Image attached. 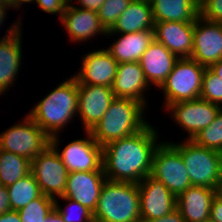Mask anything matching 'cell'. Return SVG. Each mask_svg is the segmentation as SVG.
Returning a JSON list of instances; mask_svg holds the SVG:
<instances>
[{"mask_svg": "<svg viewBox=\"0 0 222 222\" xmlns=\"http://www.w3.org/2000/svg\"><path fill=\"white\" fill-rule=\"evenodd\" d=\"M157 133L154 126L148 124L132 136L103 146L102 167L106 179L139 183L149 176L154 152L161 143L157 142Z\"/></svg>", "mask_w": 222, "mask_h": 222, "instance_id": "obj_1", "label": "cell"}, {"mask_svg": "<svg viewBox=\"0 0 222 222\" xmlns=\"http://www.w3.org/2000/svg\"><path fill=\"white\" fill-rule=\"evenodd\" d=\"M78 83L72 76L58 84L27 114L50 138L77 115Z\"/></svg>", "mask_w": 222, "mask_h": 222, "instance_id": "obj_2", "label": "cell"}, {"mask_svg": "<svg viewBox=\"0 0 222 222\" xmlns=\"http://www.w3.org/2000/svg\"><path fill=\"white\" fill-rule=\"evenodd\" d=\"M145 108L136 100L115 97L102 119L90 130L93 139L103 147L138 133L149 124L143 116Z\"/></svg>", "mask_w": 222, "mask_h": 222, "instance_id": "obj_3", "label": "cell"}, {"mask_svg": "<svg viewBox=\"0 0 222 222\" xmlns=\"http://www.w3.org/2000/svg\"><path fill=\"white\" fill-rule=\"evenodd\" d=\"M93 216L95 222H140L138 183L106 179Z\"/></svg>", "mask_w": 222, "mask_h": 222, "instance_id": "obj_4", "label": "cell"}, {"mask_svg": "<svg viewBox=\"0 0 222 222\" xmlns=\"http://www.w3.org/2000/svg\"><path fill=\"white\" fill-rule=\"evenodd\" d=\"M185 163L192 186H204L218 191L222 183V153L185 139L178 144L169 142Z\"/></svg>", "mask_w": 222, "mask_h": 222, "instance_id": "obj_5", "label": "cell"}, {"mask_svg": "<svg viewBox=\"0 0 222 222\" xmlns=\"http://www.w3.org/2000/svg\"><path fill=\"white\" fill-rule=\"evenodd\" d=\"M205 69V66L200 65L192 58H179L166 80L159 87L164 93V107L200 98Z\"/></svg>", "mask_w": 222, "mask_h": 222, "instance_id": "obj_6", "label": "cell"}, {"mask_svg": "<svg viewBox=\"0 0 222 222\" xmlns=\"http://www.w3.org/2000/svg\"><path fill=\"white\" fill-rule=\"evenodd\" d=\"M0 133V149L33 160L48 145L50 137L28 116Z\"/></svg>", "mask_w": 222, "mask_h": 222, "instance_id": "obj_7", "label": "cell"}, {"mask_svg": "<svg viewBox=\"0 0 222 222\" xmlns=\"http://www.w3.org/2000/svg\"><path fill=\"white\" fill-rule=\"evenodd\" d=\"M150 176L176 197L192 186L181 154L167 141L161 142L154 152Z\"/></svg>", "mask_w": 222, "mask_h": 222, "instance_id": "obj_8", "label": "cell"}, {"mask_svg": "<svg viewBox=\"0 0 222 222\" xmlns=\"http://www.w3.org/2000/svg\"><path fill=\"white\" fill-rule=\"evenodd\" d=\"M84 139L73 140L59 152L58 135L50 138V144L57 150L62 163L68 172L104 171L103 147L92 137L90 131H86Z\"/></svg>", "mask_w": 222, "mask_h": 222, "instance_id": "obj_9", "label": "cell"}, {"mask_svg": "<svg viewBox=\"0 0 222 222\" xmlns=\"http://www.w3.org/2000/svg\"><path fill=\"white\" fill-rule=\"evenodd\" d=\"M31 173L43 195L54 199L64 195L69 172L51 144L31 160Z\"/></svg>", "mask_w": 222, "mask_h": 222, "instance_id": "obj_10", "label": "cell"}, {"mask_svg": "<svg viewBox=\"0 0 222 222\" xmlns=\"http://www.w3.org/2000/svg\"><path fill=\"white\" fill-rule=\"evenodd\" d=\"M220 108L219 105L198 98L170 104L165 109L171 112L173 121L188 132V138L185 139L192 140L215 120Z\"/></svg>", "mask_w": 222, "mask_h": 222, "instance_id": "obj_11", "label": "cell"}, {"mask_svg": "<svg viewBox=\"0 0 222 222\" xmlns=\"http://www.w3.org/2000/svg\"><path fill=\"white\" fill-rule=\"evenodd\" d=\"M191 58L200 65L210 67L222 59V23L198 16L194 24Z\"/></svg>", "mask_w": 222, "mask_h": 222, "instance_id": "obj_12", "label": "cell"}, {"mask_svg": "<svg viewBox=\"0 0 222 222\" xmlns=\"http://www.w3.org/2000/svg\"><path fill=\"white\" fill-rule=\"evenodd\" d=\"M141 219L153 220L176 209L177 197L160 181L152 176L138 183Z\"/></svg>", "mask_w": 222, "mask_h": 222, "instance_id": "obj_13", "label": "cell"}, {"mask_svg": "<svg viewBox=\"0 0 222 222\" xmlns=\"http://www.w3.org/2000/svg\"><path fill=\"white\" fill-rule=\"evenodd\" d=\"M114 98L111 87L78 84L77 114L82 120L85 132L97 125Z\"/></svg>", "mask_w": 222, "mask_h": 222, "instance_id": "obj_14", "label": "cell"}, {"mask_svg": "<svg viewBox=\"0 0 222 222\" xmlns=\"http://www.w3.org/2000/svg\"><path fill=\"white\" fill-rule=\"evenodd\" d=\"M21 18L15 21L0 39V95L9 90L19 73L22 59Z\"/></svg>", "mask_w": 222, "mask_h": 222, "instance_id": "obj_15", "label": "cell"}, {"mask_svg": "<svg viewBox=\"0 0 222 222\" xmlns=\"http://www.w3.org/2000/svg\"><path fill=\"white\" fill-rule=\"evenodd\" d=\"M118 62L107 49H99L84 55L81 68L73 77L78 84L112 87Z\"/></svg>", "mask_w": 222, "mask_h": 222, "instance_id": "obj_16", "label": "cell"}, {"mask_svg": "<svg viewBox=\"0 0 222 222\" xmlns=\"http://www.w3.org/2000/svg\"><path fill=\"white\" fill-rule=\"evenodd\" d=\"M105 180L104 171L70 172L63 197L78 202L94 213Z\"/></svg>", "mask_w": 222, "mask_h": 222, "instance_id": "obj_17", "label": "cell"}, {"mask_svg": "<svg viewBox=\"0 0 222 222\" xmlns=\"http://www.w3.org/2000/svg\"><path fill=\"white\" fill-rule=\"evenodd\" d=\"M154 37L178 58H191L194 24L162 21L154 22Z\"/></svg>", "mask_w": 222, "mask_h": 222, "instance_id": "obj_18", "label": "cell"}, {"mask_svg": "<svg viewBox=\"0 0 222 222\" xmlns=\"http://www.w3.org/2000/svg\"><path fill=\"white\" fill-rule=\"evenodd\" d=\"M60 23L65 26L64 28L69 34L70 40L75 43L87 42L99 34L107 35V31L101 24L97 12L78 8L76 5H72V2H69L66 7Z\"/></svg>", "mask_w": 222, "mask_h": 222, "instance_id": "obj_19", "label": "cell"}, {"mask_svg": "<svg viewBox=\"0 0 222 222\" xmlns=\"http://www.w3.org/2000/svg\"><path fill=\"white\" fill-rule=\"evenodd\" d=\"M179 58L154 39L139 61L148 84L160 87Z\"/></svg>", "mask_w": 222, "mask_h": 222, "instance_id": "obj_20", "label": "cell"}, {"mask_svg": "<svg viewBox=\"0 0 222 222\" xmlns=\"http://www.w3.org/2000/svg\"><path fill=\"white\" fill-rule=\"evenodd\" d=\"M149 84L139 62L118 64L112 91L117 98H128L142 103L146 108L145 92Z\"/></svg>", "mask_w": 222, "mask_h": 222, "instance_id": "obj_21", "label": "cell"}, {"mask_svg": "<svg viewBox=\"0 0 222 222\" xmlns=\"http://www.w3.org/2000/svg\"><path fill=\"white\" fill-rule=\"evenodd\" d=\"M217 192L204 186H190L177 197L176 209L186 222L208 221L211 204Z\"/></svg>", "mask_w": 222, "mask_h": 222, "instance_id": "obj_22", "label": "cell"}, {"mask_svg": "<svg viewBox=\"0 0 222 222\" xmlns=\"http://www.w3.org/2000/svg\"><path fill=\"white\" fill-rule=\"evenodd\" d=\"M154 19L150 0H132L118 17L116 24L107 35L135 33L154 29Z\"/></svg>", "mask_w": 222, "mask_h": 222, "instance_id": "obj_23", "label": "cell"}, {"mask_svg": "<svg viewBox=\"0 0 222 222\" xmlns=\"http://www.w3.org/2000/svg\"><path fill=\"white\" fill-rule=\"evenodd\" d=\"M154 39V29L135 33H121L119 39L106 49L118 64L139 62Z\"/></svg>", "mask_w": 222, "mask_h": 222, "instance_id": "obj_24", "label": "cell"}, {"mask_svg": "<svg viewBox=\"0 0 222 222\" xmlns=\"http://www.w3.org/2000/svg\"><path fill=\"white\" fill-rule=\"evenodd\" d=\"M154 22L191 23L199 16V0H150Z\"/></svg>", "mask_w": 222, "mask_h": 222, "instance_id": "obj_25", "label": "cell"}, {"mask_svg": "<svg viewBox=\"0 0 222 222\" xmlns=\"http://www.w3.org/2000/svg\"><path fill=\"white\" fill-rule=\"evenodd\" d=\"M31 173V160L0 149V183L8 187Z\"/></svg>", "mask_w": 222, "mask_h": 222, "instance_id": "obj_26", "label": "cell"}, {"mask_svg": "<svg viewBox=\"0 0 222 222\" xmlns=\"http://www.w3.org/2000/svg\"><path fill=\"white\" fill-rule=\"evenodd\" d=\"M9 194L11 210L18 211L28 205L32 200L42 195L39 184L36 179L29 173L20 178L14 184L6 187Z\"/></svg>", "mask_w": 222, "mask_h": 222, "instance_id": "obj_27", "label": "cell"}, {"mask_svg": "<svg viewBox=\"0 0 222 222\" xmlns=\"http://www.w3.org/2000/svg\"><path fill=\"white\" fill-rule=\"evenodd\" d=\"M55 199L46 195L32 200L28 205L18 210L21 222H43L45 217L54 210Z\"/></svg>", "mask_w": 222, "mask_h": 222, "instance_id": "obj_28", "label": "cell"}, {"mask_svg": "<svg viewBox=\"0 0 222 222\" xmlns=\"http://www.w3.org/2000/svg\"><path fill=\"white\" fill-rule=\"evenodd\" d=\"M192 141L197 145L222 153V107L215 120L209 126L201 130Z\"/></svg>", "mask_w": 222, "mask_h": 222, "instance_id": "obj_29", "label": "cell"}, {"mask_svg": "<svg viewBox=\"0 0 222 222\" xmlns=\"http://www.w3.org/2000/svg\"><path fill=\"white\" fill-rule=\"evenodd\" d=\"M59 198L69 203L66 204V207L62 208L60 207V204H58L57 197L55 198L54 209L61 215L65 222H95L93 212L91 210L69 198H65L63 196Z\"/></svg>", "mask_w": 222, "mask_h": 222, "instance_id": "obj_30", "label": "cell"}, {"mask_svg": "<svg viewBox=\"0 0 222 222\" xmlns=\"http://www.w3.org/2000/svg\"><path fill=\"white\" fill-rule=\"evenodd\" d=\"M200 98L222 106V79L209 67L203 73Z\"/></svg>", "mask_w": 222, "mask_h": 222, "instance_id": "obj_31", "label": "cell"}, {"mask_svg": "<svg viewBox=\"0 0 222 222\" xmlns=\"http://www.w3.org/2000/svg\"><path fill=\"white\" fill-rule=\"evenodd\" d=\"M131 1L132 0H105L103 2L97 13L106 31H110L113 28L118 17L130 5Z\"/></svg>", "mask_w": 222, "mask_h": 222, "instance_id": "obj_32", "label": "cell"}, {"mask_svg": "<svg viewBox=\"0 0 222 222\" xmlns=\"http://www.w3.org/2000/svg\"><path fill=\"white\" fill-rule=\"evenodd\" d=\"M199 16L222 23V0H199Z\"/></svg>", "mask_w": 222, "mask_h": 222, "instance_id": "obj_33", "label": "cell"}, {"mask_svg": "<svg viewBox=\"0 0 222 222\" xmlns=\"http://www.w3.org/2000/svg\"><path fill=\"white\" fill-rule=\"evenodd\" d=\"M70 0H36L39 8L49 14H58L61 20Z\"/></svg>", "mask_w": 222, "mask_h": 222, "instance_id": "obj_34", "label": "cell"}, {"mask_svg": "<svg viewBox=\"0 0 222 222\" xmlns=\"http://www.w3.org/2000/svg\"><path fill=\"white\" fill-rule=\"evenodd\" d=\"M209 220L211 222H222V196L218 192L211 204Z\"/></svg>", "mask_w": 222, "mask_h": 222, "instance_id": "obj_35", "label": "cell"}, {"mask_svg": "<svg viewBox=\"0 0 222 222\" xmlns=\"http://www.w3.org/2000/svg\"><path fill=\"white\" fill-rule=\"evenodd\" d=\"M140 222H186L181 213L175 209L173 212L153 220L141 219Z\"/></svg>", "mask_w": 222, "mask_h": 222, "instance_id": "obj_36", "label": "cell"}, {"mask_svg": "<svg viewBox=\"0 0 222 222\" xmlns=\"http://www.w3.org/2000/svg\"><path fill=\"white\" fill-rule=\"evenodd\" d=\"M70 1L73 2L74 0ZM76 1L80 4L77 5L76 7L81 6L78 8L98 12L105 0H76Z\"/></svg>", "mask_w": 222, "mask_h": 222, "instance_id": "obj_37", "label": "cell"}, {"mask_svg": "<svg viewBox=\"0 0 222 222\" xmlns=\"http://www.w3.org/2000/svg\"><path fill=\"white\" fill-rule=\"evenodd\" d=\"M11 210L8 190L5 186L0 187V215Z\"/></svg>", "mask_w": 222, "mask_h": 222, "instance_id": "obj_38", "label": "cell"}, {"mask_svg": "<svg viewBox=\"0 0 222 222\" xmlns=\"http://www.w3.org/2000/svg\"><path fill=\"white\" fill-rule=\"evenodd\" d=\"M0 222H21L18 211L9 210L0 215Z\"/></svg>", "mask_w": 222, "mask_h": 222, "instance_id": "obj_39", "label": "cell"}, {"mask_svg": "<svg viewBox=\"0 0 222 222\" xmlns=\"http://www.w3.org/2000/svg\"><path fill=\"white\" fill-rule=\"evenodd\" d=\"M43 222H65L61 215L54 209L43 220Z\"/></svg>", "mask_w": 222, "mask_h": 222, "instance_id": "obj_40", "label": "cell"}, {"mask_svg": "<svg viewBox=\"0 0 222 222\" xmlns=\"http://www.w3.org/2000/svg\"><path fill=\"white\" fill-rule=\"evenodd\" d=\"M214 73L218 75L219 78L222 79V59L212 64L209 67Z\"/></svg>", "mask_w": 222, "mask_h": 222, "instance_id": "obj_41", "label": "cell"}, {"mask_svg": "<svg viewBox=\"0 0 222 222\" xmlns=\"http://www.w3.org/2000/svg\"><path fill=\"white\" fill-rule=\"evenodd\" d=\"M9 8H11L10 5L0 3V26L3 25V21L5 20V16Z\"/></svg>", "mask_w": 222, "mask_h": 222, "instance_id": "obj_42", "label": "cell"}, {"mask_svg": "<svg viewBox=\"0 0 222 222\" xmlns=\"http://www.w3.org/2000/svg\"><path fill=\"white\" fill-rule=\"evenodd\" d=\"M34 1L36 0H11V7L18 9L20 6L23 5V3H29V2L32 3Z\"/></svg>", "mask_w": 222, "mask_h": 222, "instance_id": "obj_43", "label": "cell"}, {"mask_svg": "<svg viewBox=\"0 0 222 222\" xmlns=\"http://www.w3.org/2000/svg\"><path fill=\"white\" fill-rule=\"evenodd\" d=\"M0 3L7 4L11 6V0H0Z\"/></svg>", "mask_w": 222, "mask_h": 222, "instance_id": "obj_44", "label": "cell"}, {"mask_svg": "<svg viewBox=\"0 0 222 222\" xmlns=\"http://www.w3.org/2000/svg\"><path fill=\"white\" fill-rule=\"evenodd\" d=\"M218 193L222 196V183L219 185Z\"/></svg>", "mask_w": 222, "mask_h": 222, "instance_id": "obj_45", "label": "cell"}]
</instances>
